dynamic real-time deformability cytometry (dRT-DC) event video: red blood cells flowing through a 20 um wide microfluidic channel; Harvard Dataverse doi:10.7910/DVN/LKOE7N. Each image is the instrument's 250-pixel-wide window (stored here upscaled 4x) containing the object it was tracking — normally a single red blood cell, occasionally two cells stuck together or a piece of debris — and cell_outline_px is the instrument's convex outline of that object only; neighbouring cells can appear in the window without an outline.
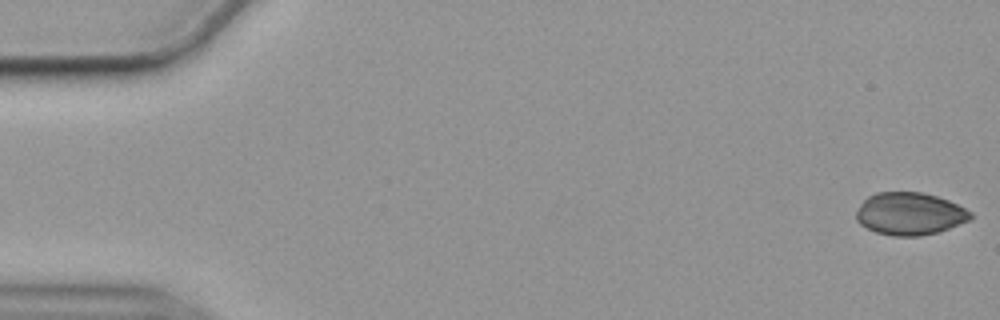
{"species": "common noctule bat (a hibernating species)", "species_latin": "Nyctalus noctula", "temperature_condition": "cold", "stored_images_in_passage": 56, "camera_frame_rate_fps": 3000, "um_per_image_px": 0.085, "animal": {"sex": "female", "body_mass_g": 19.9}, "frame": {"image": 1, "passage_image": 1, "time_ms": 0.0, "image_size_px": [1000, 320], "cell_outline_px": [[972, 220], [940, 232], [920, 236], [892, 236], [876, 232], [860, 224], [856, 220], [856, 212], [860, 204], [868, 196], [876, 192], [920, 192], [936, 196], [948, 200], [972, 212]], "centroid_in_image_um": [77.34, 18.18], "position_along_channel_um": 7.7, "area_um2": 28.5}}
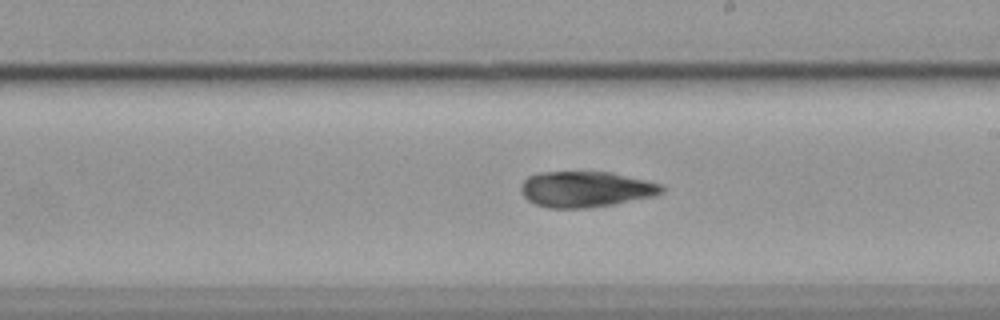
{"frame": {"image": 2, "passage_image": 32, "time_ms": 10.333, "image_size_px": [1000, 320], "cell_outline_px": [[664, 192], [652, 196], [612, 204], [588, 208], [548, 208], [536, 204], [528, 200], [520, 192], [520, 184], [528, 176], [540, 172], [612, 172], [664, 184]], "centroid_in_image_um": [49.78, 16.07], "position_along_channel_um": 239.2, "area_um2": 29.48}}
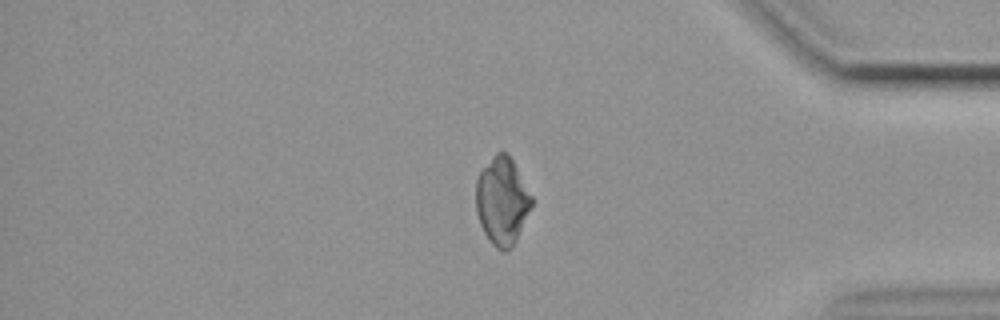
{"frame": {"image": 3, "passage_image": 47, "time_ms": 15.333, "image_size_px": [1000, 320], "cell_outline_px": [[532, 204], [516, 240], [512, 248], [504, 252], [496, 248], [492, 244], [484, 232], [480, 224], [476, 212], [476, 180], [480, 172], [496, 152], [508, 152], [532, 196]], "centroid_in_image_um": [42.67, 17.09], "position_along_channel_um": 392.5, "area_um2": 28.21}, "authors_computed_cell_mechanics": {"area_um2": 29.478, "velocity_mm_per_s": 3.5603, "shape_relaxation_time_tau1_ms": null, "shape_relaxation_time_tau2_ms": 5.4608, "deformation_change_tau1": null, "deformation_change_tau2": 0.0878}}